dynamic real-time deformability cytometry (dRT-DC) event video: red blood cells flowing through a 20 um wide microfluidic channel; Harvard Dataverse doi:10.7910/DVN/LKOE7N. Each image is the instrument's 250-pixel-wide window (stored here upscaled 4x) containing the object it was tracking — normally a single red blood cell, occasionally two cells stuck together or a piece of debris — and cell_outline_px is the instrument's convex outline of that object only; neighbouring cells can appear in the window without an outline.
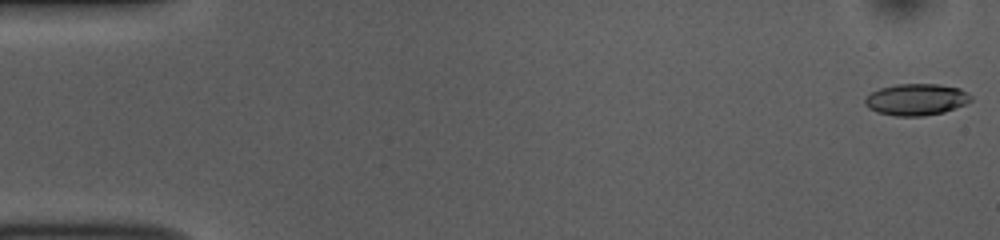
{"species": "common noctule bat (a hibernating species)", "species_latin": "Nyctalus noctula", "temperature_condition": "room temperature", "stored_images_in_passage": 52, "camera_frame_rate_fps": 3000, "um_per_image_px": 0.085, "animal": {"sex": "female", "body_mass_g": 10.0, "forearm_length_mm": 53.1}, "frame": {"image": 1, "passage_image": 1, "time_ms": 0.0, "image_size_px": [1000, 240], "cell_outline_px": [[972, 100], [964, 104], [944, 112], [924, 116], [896, 116], [876, 112], [868, 108], [864, 104], [864, 100], [872, 92], [880, 88], [896, 84], [936, 84], [960, 88], [972, 96]], "centroid_in_image_um": [77.87, 8.46], "position_along_channel_um": 7.1, "area_um2": 19.48}}
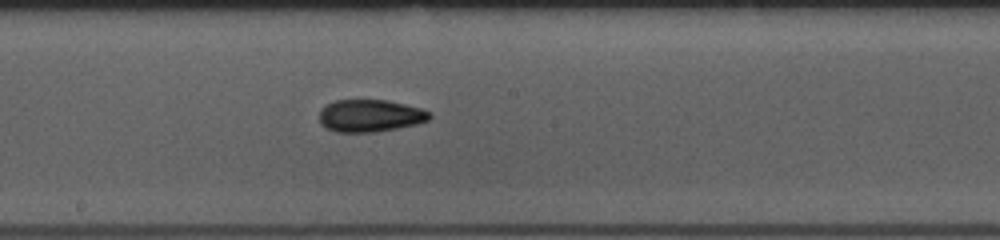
{"frame": {"image": 2, "passage_image": 28, "time_ms": 9.0, "image_size_px": [1000, 240], "cell_outline_px": [[432, 116], [428, 120], [416, 124], [396, 128], [372, 132], [336, 132], [324, 128], [320, 124], [320, 108], [336, 100], [388, 100], [420, 108], [428, 112]], "centroid_in_image_um": [31.41, 9.84], "position_along_channel_um": 216.8, "area_um2": 20.69}}
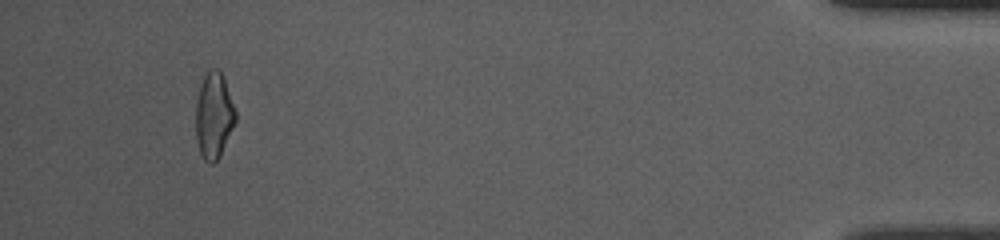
{"frame": {"image": 3, "passage_image": 49, "time_ms": 16.0, "image_size_px": [1000, 240], "cell_outline_px": [[236, 124], [220, 156], [212, 164], [204, 160], [200, 152], [196, 140], [196, 104], [200, 84], [208, 68], [216, 68], [220, 72], [224, 80], [236, 112]], "centroid_in_image_um": [18.18, 9.84], "position_along_channel_um": 417.0, "area_um2": 19.94}, "authors_computed_cell_mechanics": {"area_um2": 19.9699, "velocity_mm_per_s": 3.8635, "shape_relaxation_time_tau1_ms": 6.5669, "shape_relaxation_time_tau2_ms": 4.4563, "deformation_change_tau1": 0.1878, "deformation_change_tau2": 0.1102}}